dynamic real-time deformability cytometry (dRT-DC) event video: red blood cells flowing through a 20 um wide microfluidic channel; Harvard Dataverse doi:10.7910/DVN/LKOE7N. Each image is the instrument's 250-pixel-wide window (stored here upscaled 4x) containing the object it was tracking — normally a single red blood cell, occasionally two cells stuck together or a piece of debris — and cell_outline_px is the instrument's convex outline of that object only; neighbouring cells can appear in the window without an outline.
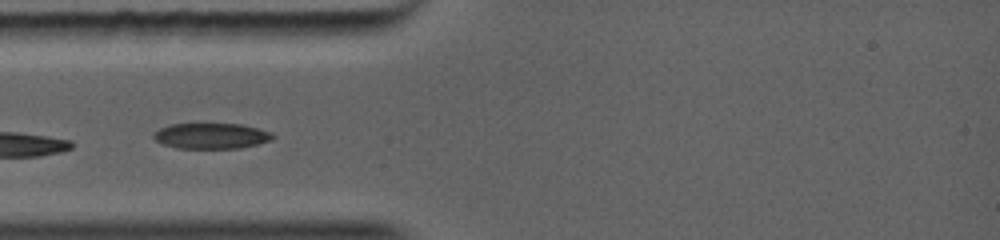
{"species": "common noctule bat (a hibernating species)", "species_latin": "Nyctalus noctula", "temperature_condition": "warm", "stored_images_in_passage": 28, "camera_frame_rate_fps": 5000, "um_per_image_px": 0.085, "animal": {"sex": "female", "body_mass_g": 19.0, "forearm_length_mm": 56.7}, "frame": {"image": 1, "passage_image": 1, "time_ms": 0.0, "image_size_px": [1000, 240], "cell_outline_px": [[272, 140], [240, 148], [176, 148], [164, 144], [156, 140], [156, 132], [172, 124], [236, 124], [256, 128], [268, 132], [272, 136]], "centroid_in_image_um": [17.97, 11.56], "position_along_channel_um": 67.0, "area_um2": 17.11}}
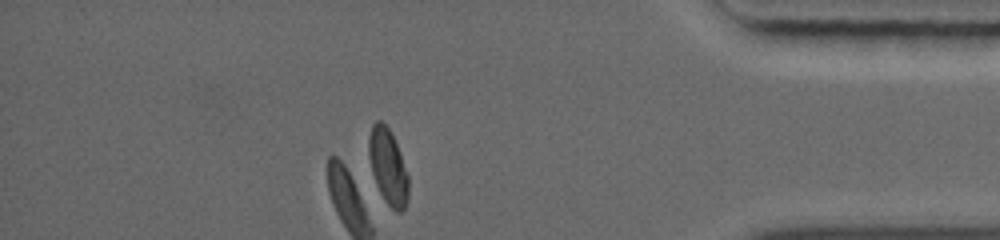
{"frame": {"image": 2, "passage_image": 28, "time_ms": 7.4, "image_size_px": [1000, 240], "cell_outline_px": [[408, 200], [404, 208], [400, 212], [396, 212], [384, 200], [376, 184], [372, 172], [368, 148], [368, 144], [372, 128], [376, 120], [380, 120], [388, 128], [396, 144], [408, 176]], "centroid_in_image_um": [32.99, 14.21], "position_along_channel_um": 402.2, "area_um2": 16.94}}